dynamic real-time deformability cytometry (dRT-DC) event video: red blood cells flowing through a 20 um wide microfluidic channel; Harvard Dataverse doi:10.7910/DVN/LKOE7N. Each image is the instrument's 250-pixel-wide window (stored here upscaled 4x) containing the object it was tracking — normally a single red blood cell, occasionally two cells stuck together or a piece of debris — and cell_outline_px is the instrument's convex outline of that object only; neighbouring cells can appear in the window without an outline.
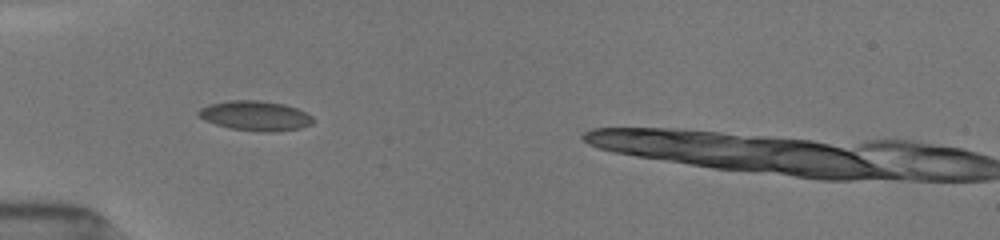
{"species": "common noctule bat (a hibernating species)", "species_latin": "Nyctalus noctula", "temperature_condition": "room temperature", "stored_images_in_passage": 8, "camera_frame_rate_fps": 3000, "um_per_image_px": 0.085, "animal": {"sex": "female", "body_mass_g": 19.5, "forearm_length_mm": 54.1}, "frame": {"image": 1, "passage_image": 5, "time_ms": 3.667, "image_size_px": [1000, 240], "cell_outline_px": [[316, 120], [312, 124], [300, 128], [272, 132], [260, 132], [228, 128], [204, 120], [196, 112], [200, 108], [208, 104], [228, 100], [260, 100], [284, 104], [296, 108], [312, 116]], "centroid_in_image_um": [21.7, 9.84], "position_along_channel_um": 63.3, "area_um2": 20.06}}
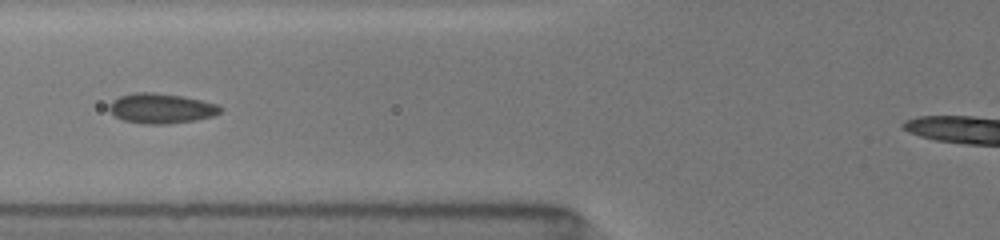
{"frame": {"image": 2, "passage_image": 7, "time_ms": 5.0, "image_size_px": [1000, 240], "cell_outline_px": [[224, 108], [220, 112], [212, 116], [196, 120], [168, 124], [144, 124], [124, 120], [116, 116], [108, 108], [108, 104], [112, 100], [120, 96], [132, 92], [152, 92], [184, 96], [220, 104]], "centroid_in_image_um": [13.72, 9.2], "position_along_channel_um": 112.1, "area_um2": 19.65}}